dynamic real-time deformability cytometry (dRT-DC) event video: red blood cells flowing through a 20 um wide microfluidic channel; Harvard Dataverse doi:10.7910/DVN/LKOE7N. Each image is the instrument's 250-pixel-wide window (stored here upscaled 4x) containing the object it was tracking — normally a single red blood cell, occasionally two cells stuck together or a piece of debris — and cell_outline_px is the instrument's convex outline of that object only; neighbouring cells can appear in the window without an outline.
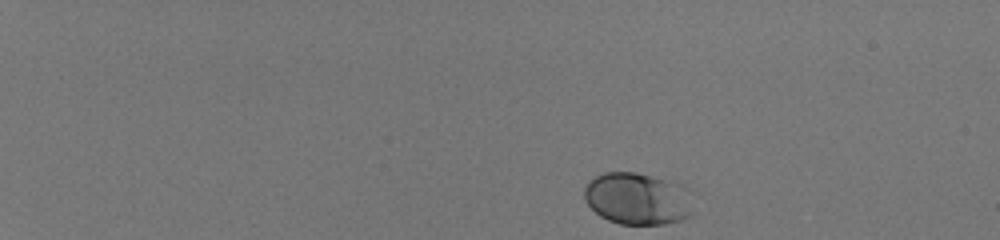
{"species": "human", "species_latin": "Homo sapiens", "temperature_condition": "room temperature", "stored_images_in_passage": 45, "camera_frame_rate_fps": 3000, "um_per_image_px": 0.085, "donor": {"sex": "male"}, "frame": {"image": 1, "passage_image": 1, "time_ms": 0.0, "image_size_px": [1000, 240], "cell_outline_px": [[696, 192], [692, 216], [680, 220], [664, 224], [620, 224], [608, 220], [600, 216], [584, 200], [584, 188], [588, 180], [604, 172], [636, 172], [684, 184]], "centroid_in_image_um": [54.29, 16.87], "position_along_channel_um": 30.7, "area_um2": 34.1}}
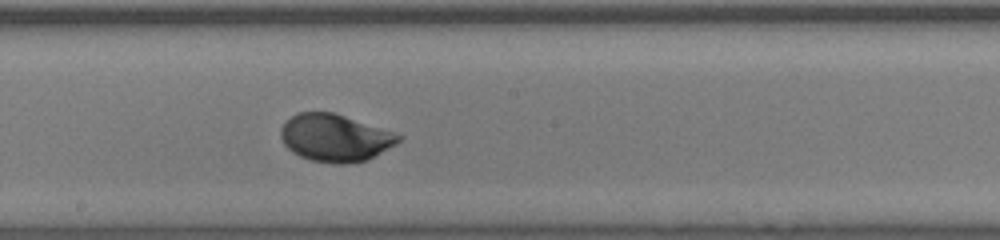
{"frame": {"image": 2, "passage_image": 26, "time_ms": 8.333, "image_size_px": [1000, 240], "cell_outline_px": [[404, 136], [396, 144], [368, 160], [348, 164], [336, 164], [312, 160], [300, 156], [292, 152], [284, 144], [280, 136], [280, 128], [292, 116], [300, 112], [332, 112]], "centroid_in_image_um": [28.47, 11.73], "position_along_channel_um": 219.7, "area_um2": 32.19}}
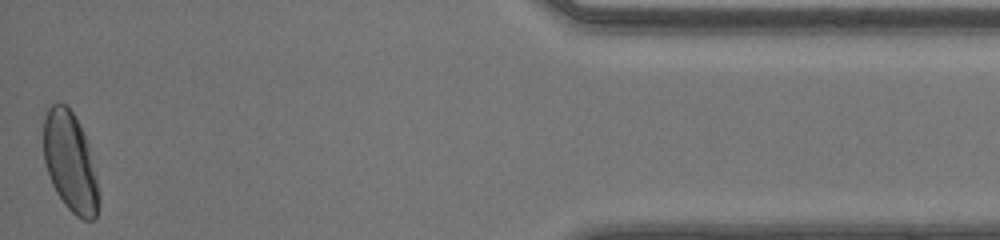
{"frame": {"image": 3, "passage_image": 45, "time_ms": 14.667, "image_size_px": [1000, 240], "cell_outline_px": [[100, 204], [96, 216], [92, 220], [84, 220], [76, 216], [64, 204], [56, 192], [52, 184], [44, 160], [44, 116], [48, 108], [56, 100], [64, 104], [72, 112], [84, 132], [88, 144], [96, 176], [100, 196]], "centroid_in_image_um": [5.98, 13.79], "position_along_channel_um": 429.2, "area_um2": 32.14}, "authors_computed_cell_mechanics": {"area_um2": 31.3854, "velocity_mm_per_s": 4.111, "shape_relaxation_time_tau1_ms": 1.9868, "shape_relaxation_time_tau2_ms": null, "deformation_change_tau1": 0.1403, "deformation_change_tau2": null}}